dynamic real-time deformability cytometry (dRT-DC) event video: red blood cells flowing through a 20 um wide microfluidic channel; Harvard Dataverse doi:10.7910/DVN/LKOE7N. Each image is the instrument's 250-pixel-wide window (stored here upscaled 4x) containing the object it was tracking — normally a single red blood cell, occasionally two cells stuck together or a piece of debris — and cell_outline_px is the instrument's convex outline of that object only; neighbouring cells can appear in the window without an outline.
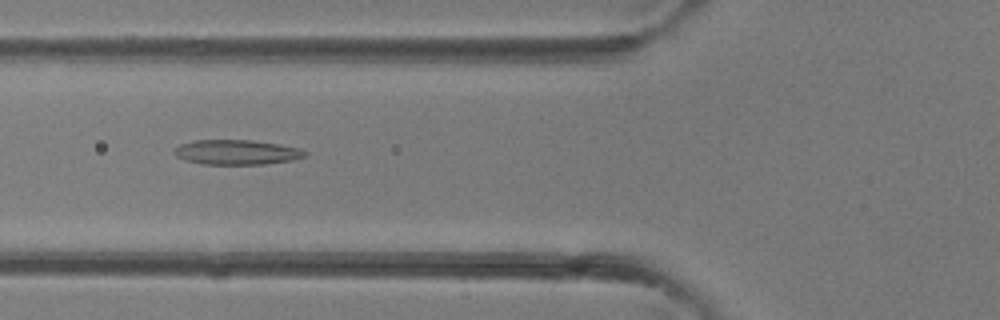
{"species": "common noctule bat (a hibernating species)", "species_latin": "Nyctalus noctula", "temperature_condition": "room temperature", "stored_images_in_passage": 39, "camera_frame_rate_fps": 3000, "um_per_image_px": 0.085, "animal": {"sex": "female"}, "frame": {"image": 1, "passage_image": 15, "time_ms": 4.667, "image_size_px": [1000, 320], "cell_outline_px": [[308, 152], [304, 156], [292, 160], [264, 164], [200, 164], [184, 160], [176, 156], [172, 152], [180, 144], [196, 140], [252, 140], [280, 144], [300, 148]], "centroid_in_image_um": [20.1, 12.94], "position_along_channel_um": 105.7, "area_um2": 18.96}}
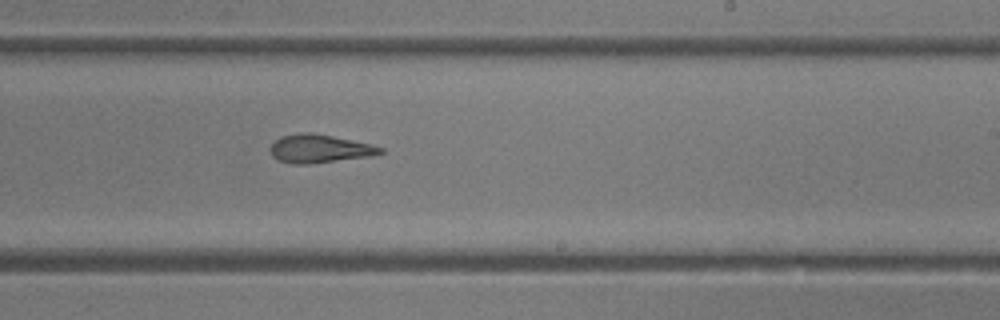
{"frame": {"image": 2, "passage_image": 24, "time_ms": 7.667, "image_size_px": [1000, 320], "cell_outline_px": [[384, 152], [372, 156], [308, 164], [292, 164], [276, 160], [272, 156], [272, 144], [280, 136], [300, 132], [312, 132], [372, 144], [384, 148]], "centroid_in_image_um": [27.17, 12.64], "position_along_channel_um": 261.8, "area_um2": 18.21}}
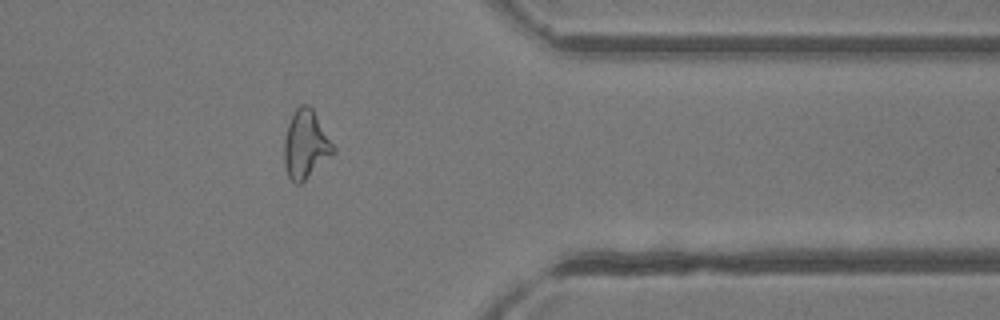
{"frame": {"image": 3, "passage_image": 32, "time_ms": 10.333, "image_size_px": [1000, 320], "cell_outline_px": [[336, 152], [300, 184], [296, 184], [288, 176], [284, 164], [284, 140], [288, 124], [292, 112], [300, 104], [308, 104], [312, 108], [336, 148]], "centroid_in_image_um": [25.98, 12.27], "position_along_channel_um": 385.4, "area_um2": 19.59}}